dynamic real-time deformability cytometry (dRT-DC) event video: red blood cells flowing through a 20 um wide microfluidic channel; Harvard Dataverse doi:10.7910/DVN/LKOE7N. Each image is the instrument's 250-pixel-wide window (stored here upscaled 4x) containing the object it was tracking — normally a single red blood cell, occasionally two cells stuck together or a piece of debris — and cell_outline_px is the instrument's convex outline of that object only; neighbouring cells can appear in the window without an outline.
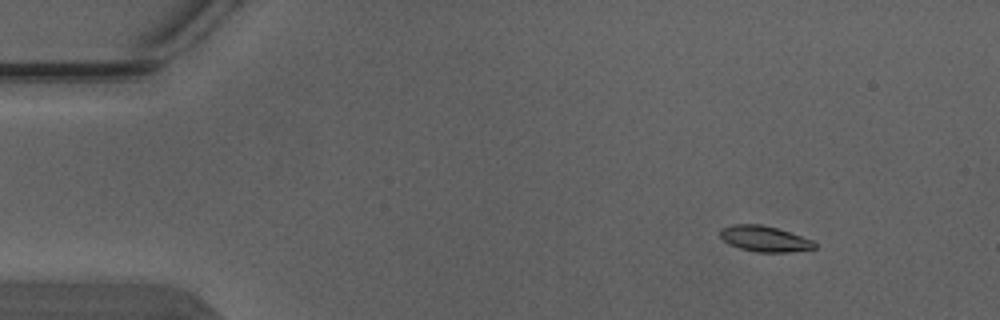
{"species": "Egyptian fruit bat (a non-hibernating species)", "species_latin": "Rousettus aegyptiacus", "temperature_condition": "warm", "stored_images_in_passage": 5, "camera_frame_rate_fps": 3000, "um_per_image_px": 0.085, "animal": {"sex": "male"}, "frame": {"image": 1, "passage_image": 2, "time_ms": 0.333, "image_size_px": [1000, 320], "cell_outline_px": [[816, 248], [788, 252], [756, 252], [740, 248], [728, 244], [720, 236], [720, 228], [732, 224], [760, 224], [776, 228], [812, 240], [816, 244]], "centroid_in_image_um": [64.94, 20.29], "position_along_channel_um": 20.1, "area_um2": 14.05}}
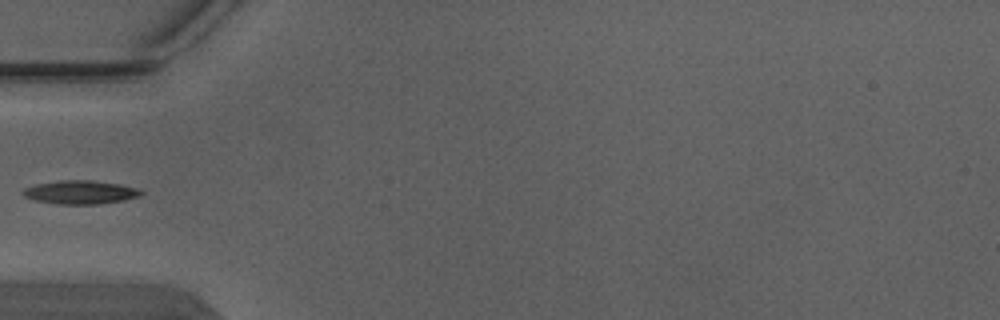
{"frame": {"image": 2, "passage_image": 5, "time_ms": 1.333, "image_size_px": [1000, 320], "cell_outline_px": [[144, 192], [140, 196], [124, 200], [100, 204], [60, 204], [32, 200], [24, 196], [20, 192], [24, 188], [36, 184], [60, 180], [88, 180], [120, 184], [140, 188]], "centroid_in_image_um": [6.83, 16.34], "position_along_channel_um": 78.2, "area_um2": 16.36}}